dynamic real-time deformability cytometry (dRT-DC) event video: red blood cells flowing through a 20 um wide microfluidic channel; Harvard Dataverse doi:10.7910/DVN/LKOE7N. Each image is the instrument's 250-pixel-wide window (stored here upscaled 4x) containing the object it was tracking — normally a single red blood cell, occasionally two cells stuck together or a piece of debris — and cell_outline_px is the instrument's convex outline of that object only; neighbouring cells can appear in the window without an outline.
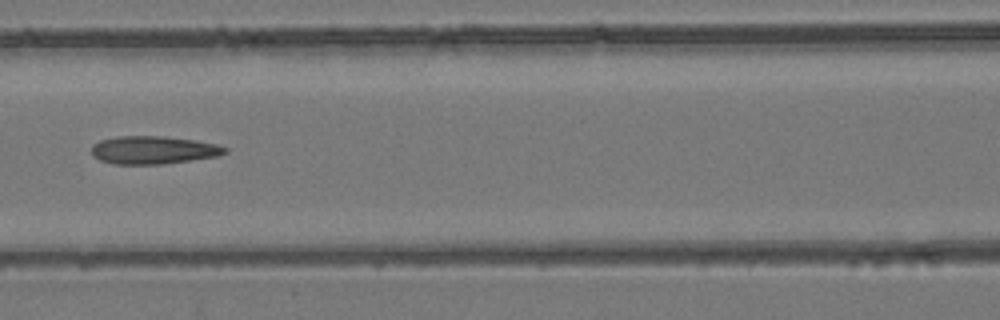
{"species": "common noctule bat (a hibernating species)", "species_latin": "Nyctalus noctula", "temperature_condition": "room temperature", "stored_images_in_passage": 7, "camera_frame_rate_fps": 3000, "um_per_image_px": 0.085, "animal": {"sex": "female", "body_mass_g": 24.6, "forearm_length_mm": 56.2}, "frame": {"image": 1, "passage_image": 7, "time_ms": 2.0, "image_size_px": [1000, 320], "cell_outline_px": [[228, 152], [216, 156], [164, 164], [112, 164], [100, 160], [92, 156], [92, 144], [100, 140], [116, 136], [164, 136], [196, 140], [216, 144], [228, 148]], "centroid_in_image_um": [13.01, 12.75], "position_along_channel_um": 153.6, "area_um2": 21.85}}